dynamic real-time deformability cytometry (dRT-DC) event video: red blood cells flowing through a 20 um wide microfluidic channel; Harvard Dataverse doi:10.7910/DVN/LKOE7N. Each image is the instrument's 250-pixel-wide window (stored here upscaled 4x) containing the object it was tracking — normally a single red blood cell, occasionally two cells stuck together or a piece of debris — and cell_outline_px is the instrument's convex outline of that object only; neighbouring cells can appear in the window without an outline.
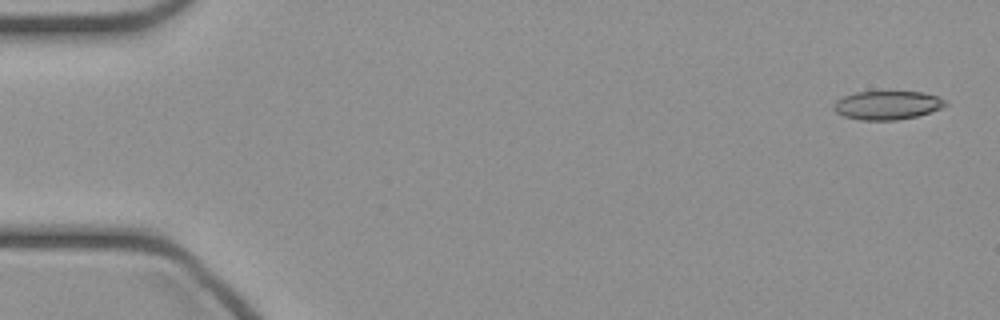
{"species": "common noctule bat (a hibernating species)", "species_latin": "Nyctalus noctula", "temperature_condition": "cold", "stored_images_in_passage": 46, "camera_frame_rate_fps": 3000, "um_per_image_px": 0.085, "animal": {"sex": "female", "body_mass_g": 21.9}, "frame": {"image": 1, "passage_image": 1, "time_ms": 0.0, "image_size_px": [1000, 320], "cell_outline_px": [[948, 104], [940, 108], [916, 116], [896, 120], [860, 120], [844, 116], [836, 112], [832, 108], [836, 100], [844, 96], [856, 92], [924, 92], [936, 96], [944, 100]], "centroid_in_image_um": [75.38, 8.94], "position_along_channel_um": 9.6, "area_um2": 18.44}}
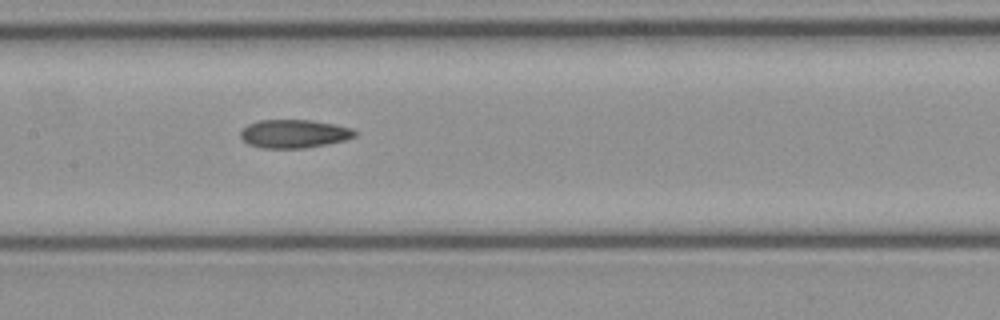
{"frame": {"image": 2, "passage_image": 22, "time_ms": 7.0, "image_size_px": [1000, 320], "cell_outline_px": [[356, 136], [344, 140], [304, 148], [264, 148], [248, 144], [240, 136], [240, 132], [248, 124], [260, 120], [312, 120], [352, 128], [356, 132]], "centroid_in_image_um": [24.98, 11.36], "position_along_channel_um": 182.4, "area_um2": 18.67}}
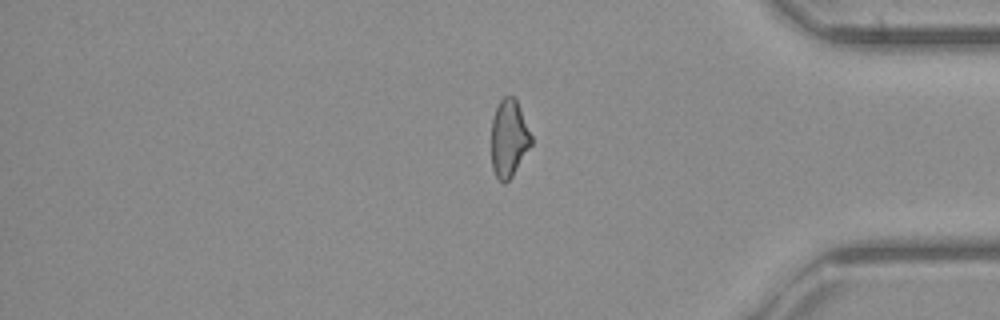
{"frame": {"image": 3, "passage_image": 38, "time_ms": 12.333, "image_size_px": [1000, 320], "cell_outline_px": [[532, 144], [512, 176], [504, 184], [496, 176], [492, 168], [492, 120], [496, 108], [500, 100], [504, 96], [512, 96], [516, 100], [532, 136]], "centroid_in_image_um": [43.26, 11.77], "position_along_channel_um": 391.9, "area_um2": 17.74}}